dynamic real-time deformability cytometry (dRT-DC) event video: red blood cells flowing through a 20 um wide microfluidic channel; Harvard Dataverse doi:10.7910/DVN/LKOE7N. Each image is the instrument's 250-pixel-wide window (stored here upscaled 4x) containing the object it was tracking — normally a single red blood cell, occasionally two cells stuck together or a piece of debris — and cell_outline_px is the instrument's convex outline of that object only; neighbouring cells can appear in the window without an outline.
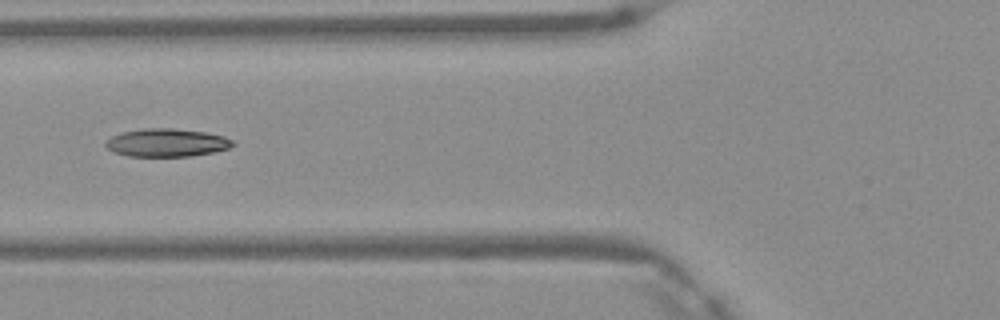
{"species": "Egyptian fruit bat (a non-hibernating species)", "species_latin": "Rousettus aegyptiacus", "temperature_condition": "warm", "stored_images_in_passage": 3, "camera_frame_rate_fps": 3000, "um_per_image_px": 0.085, "frame": {"image": 1, "passage_image": 3, "time_ms": 0.667, "image_size_px": [1000, 320], "cell_outline_px": [[236, 144], [228, 148], [212, 152], [192, 156], [128, 156], [112, 152], [104, 144], [112, 136], [124, 132], [144, 128], [172, 128], [204, 132], [224, 136], [232, 140]], "centroid_in_image_um": [14.17, 12.13], "position_along_channel_um": 111.6, "area_um2": 20.63}}